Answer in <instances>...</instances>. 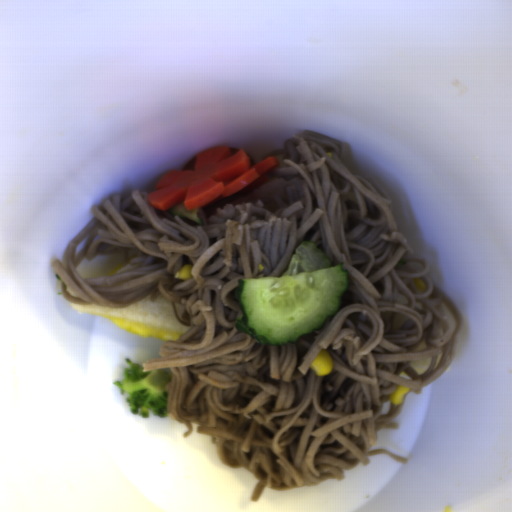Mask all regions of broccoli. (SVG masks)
<instances>
[{
    "instance_id": "1",
    "label": "broccoli",
    "mask_w": 512,
    "mask_h": 512,
    "mask_svg": "<svg viewBox=\"0 0 512 512\" xmlns=\"http://www.w3.org/2000/svg\"><path fill=\"white\" fill-rule=\"evenodd\" d=\"M129 368L123 370V380L113 381L120 393H129L125 398L132 413L147 418L149 411L160 418H166L168 391L165 385L172 373L165 370L143 371V365L125 358Z\"/></svg>"
}]
</instances>
